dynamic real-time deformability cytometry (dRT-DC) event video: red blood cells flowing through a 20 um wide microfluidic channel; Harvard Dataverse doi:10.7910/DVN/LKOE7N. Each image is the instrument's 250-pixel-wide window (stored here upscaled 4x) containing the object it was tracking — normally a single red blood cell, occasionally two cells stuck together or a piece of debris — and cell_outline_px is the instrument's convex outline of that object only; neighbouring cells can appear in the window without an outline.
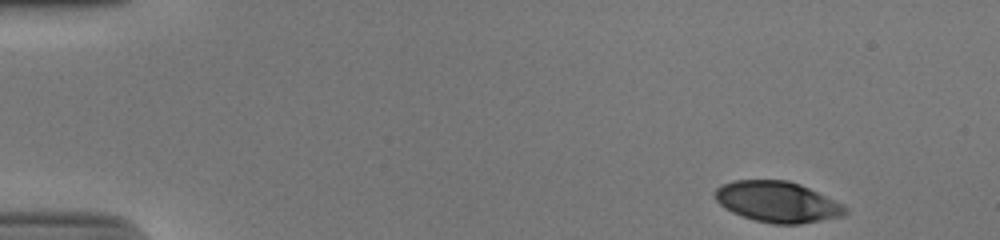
{"species": "human", "species_latin": "Homo sapiens", "temperature_condition": "cold", "stored_images_in_passage": 13, "camera_frame_rate_fps": 3000, "um_per_image_px": 0.085, "donor": {"sex": "male"}, "frame": {"image": 1, "passage_image": 1, "time_ms": 0.0, "image_size_px": [1000, 240], "cell_outline_px": [[848, 212], [844, 216], [796, 224], [772, 224], [756, 220], [732, 212], [724, 208], [716, 200], [716, 188], [732, 180], [788, 180], [800, 184], [844, 204], [848, 208]], "centroid_in_image_um": [66.11, 17.15], "position_along_channel_um": 18.9, "area_um2": 30.87}}
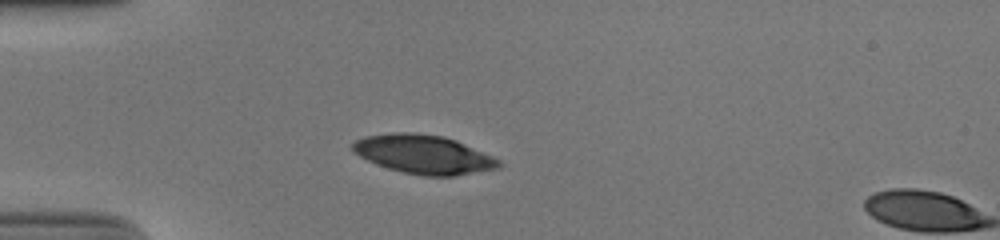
{"frame": {"image": 2, "passage_image": 11, "time_ms": 3.333, "image_size_px": [1000, 240], "cell_outline_px": [[504, 164], [500, 168], [456, 176], [424, 176], [404, 172], [388, 168], [376, 164], [352, 152], [352, 144], [356, 140], [364, 136], [392, 132], [416, 132], [444, 136], [456, 140], [492, 156], [500, 160]], "centroid_in_image_um": [36.02, 13.12], "position_along_channel_um": 49.0, "area_um2": 33.29}}